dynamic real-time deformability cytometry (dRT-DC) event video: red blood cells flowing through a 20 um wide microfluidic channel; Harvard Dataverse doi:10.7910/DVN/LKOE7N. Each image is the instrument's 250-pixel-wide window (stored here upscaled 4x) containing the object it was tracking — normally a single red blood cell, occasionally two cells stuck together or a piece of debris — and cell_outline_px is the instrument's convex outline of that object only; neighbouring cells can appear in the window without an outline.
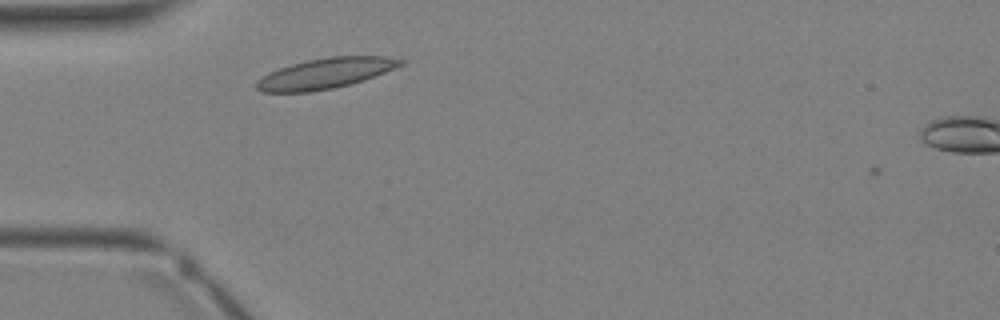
{"species": "Egyptian fruit bat (a non-hibernating species)", "species_latin": "Rousettus aegyptiacus", "temperature_condition": "warm", "stored_images_in_passage": 2, "camera_frame_rate_fps": 3000, "um_per_image_px": 0.085, "animal": {"sex": "female"}, "frame": {"image": 1, "passage_image": 1, "time_ms": 0.0, "image_size_px": [1000, 320], "cell_outline_px": [[404, 64], [364, 80], [332, 88], [312, 92], [260, 92], [256, 88], [256, 80], [268, 72], [292, 64], [308, 60], [328, 56], [384, 56], [404, 60]], "centroid_in_image_um": [27.62, 6.24], "position_along_channel_um": 57.4, "area_um2": 25.43}}